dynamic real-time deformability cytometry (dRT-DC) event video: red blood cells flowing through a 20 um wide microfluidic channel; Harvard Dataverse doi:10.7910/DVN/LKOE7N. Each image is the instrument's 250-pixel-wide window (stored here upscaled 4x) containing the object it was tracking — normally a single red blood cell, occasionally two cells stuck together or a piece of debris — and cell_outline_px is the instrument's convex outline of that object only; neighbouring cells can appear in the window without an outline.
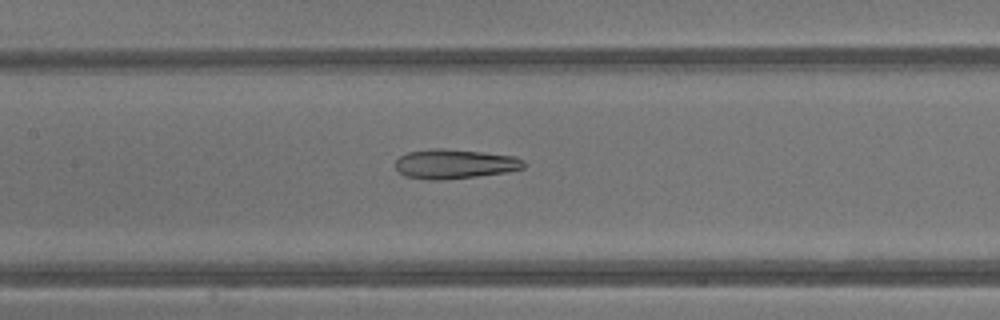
{"species": "common noctule bat (a hibernating species)", "species_latin": "Nyctalus noctula", "temperature_condition": "warm", "stored_images_in_passage": 42, "camera_frame_rate_fps": 3000, "um_per_image_px": 0.085, "animal": {"sex": "male", "body_mass_g": 13.3}, "frame": {"image": 1, "passage_image": 20, "time_ms": 6.333, "image_size_px": [1000, 320], "cell_outline_px": [[524, 168], [504, 172], [476, 176], [444, 180], [432, 180], [404, 176], [396, 168], [396, 160], [400, 156], [408, 152], [432, 148], [444, 148], [516, 156], [524, 160]], "centroid_in_image_um": [38.63, 13.93], "position_along_channel_um": 168.8, "area_um2": 21.96}}
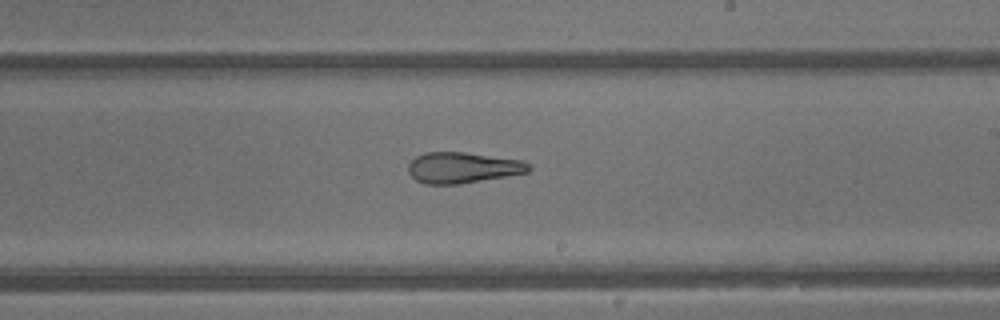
{"frame": {"image": 2, "passage_image": 25, "time_ms": 8.0, "image_size_px": [1000, 320], "cell_outline_px": [[532, 168], [528, 172], [460, 184], [424, 184], [416, 180], [408, 172], [408, 164], [416, 156], [424, 152], [464, 152], [524, 160]], "centroid_in_image_um": [39.32, 14.24], "position_along_channel_um": 249.7, "area_um2": 21.73}}
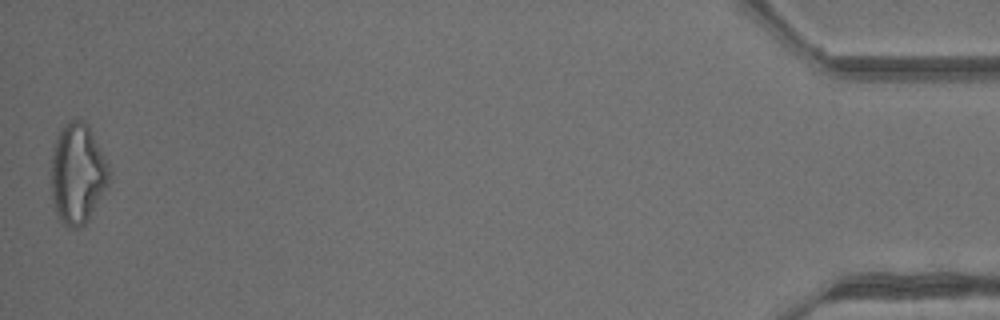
{"frame": {"image": 3, "passage_image": 42, "time_ms": 13.667, "image_size_px": [1000, 320], "cell_outline_px": [[108, 184], [88, 220], [84, 224], [76, 228], [68, 228], [56, 216], [52, 200], [52, 148], [56, 136], [60, 128], [68, 120], [84, 120], [88, 124], [108, 164]], "centroid_in_image_um": [6.56, 14.75], "position_along_channel_um": 428.6, "area_um2": 33.81}, "authors_computed_cell_mechanics": {"area_um2": 26.877, "velocity_mm_per_s": 4.8738, "shape_relaxation_time_tau1_ms": null, "shape_relaxation_time_tau2_ms": 2.6934, "deformation_change_tau1": null, "deformation_change_tau2": 0.1315}}